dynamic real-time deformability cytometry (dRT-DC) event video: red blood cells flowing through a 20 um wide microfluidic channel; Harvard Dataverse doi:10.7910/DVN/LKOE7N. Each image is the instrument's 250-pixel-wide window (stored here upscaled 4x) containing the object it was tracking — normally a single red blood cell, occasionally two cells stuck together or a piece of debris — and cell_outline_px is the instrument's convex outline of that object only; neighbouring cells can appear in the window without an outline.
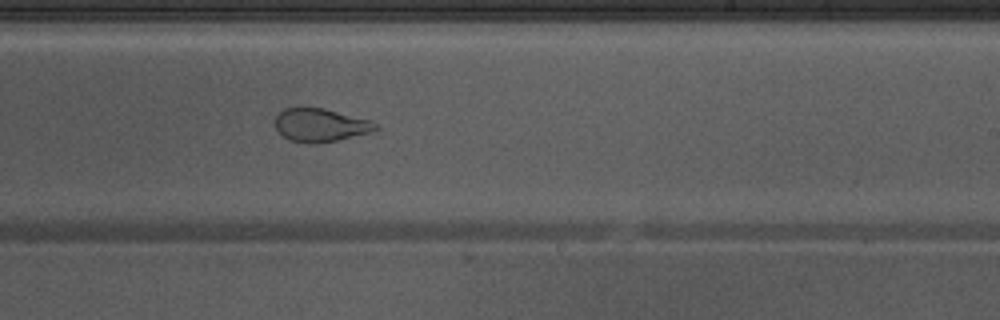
{"species": "Egyptian fruit bat (a non-hibernating species)", "species_latin": "Rousettus aegyptiacus", "temperature_condition": "warm", "stored_images_in_passage": 51, "camera_frame_rate_fps": 3000, "um_per_image_px": 0.085, "animal": {"sex": "male"}, "frame": {"image": 1, "passage_image": 30, "time_ms": 9.667, "image_size_px": [1000, 320], "cell_outline_px": [[380, 128], [368, 132], [336, 140], [316, 144], [292, 140], [284, 136], [276, 128], [276, 116], [284, 108], [324, 108], [368, 120], [376, 124]], "centroid_in_image_um": [27.22, 10.63], "position_along_channel_um": 261.8, "area_um2": 18.84}, "authors_computed_cell_mechanics": {"area_um2": 27.2816, "velocity_mm_per_s": 3.9633, "shape_relaxation_time_tau1_ms": null, "shape_relaxation_time_tau2_ms": 1.1411, "deformation_change_tau1": null, "deformation_change_tau2": 0.0815}}